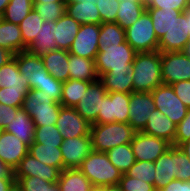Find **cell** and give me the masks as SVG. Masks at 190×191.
<instances>
[{
  "label": "cell",
  "mask_w": 190,
  "mask_h": 191,
  "mask_svg": "<svg viewBox=\"0 0 190 191\" xmlns=\"http://www.w3.org/2000/svg\"><path fill=\"white\" fill-rule=\"evenodd\" d=\"M132 71L133 92H152L157 86L164 84L159 51L137 52Z\"/></svg>",
  "instance_id": "cell-1"
},
{
  "label": "cell",
  "mask_w": 190,
  "mask_h": 191,
  "mask_svg": "<svg viewBox=\"0 0 190 191\" xmlns=\"http://www.w3.org/2000/svg\"><path fill=\"white\" fill-rule=\"evenodd\" d=\"M137 52L125 41L117 47H99L95 66L100 78L103 74H127Z\"/></svg>",
  "instance_id": "cell-2"
},
{
  "label": "cell",
  "mask_w": 190,
  "mask_h": 191,
  "mask_svg": "<svg viewBox=\"0 0 190 191\" xmlns=\"http://www.w3.org/2000/svg\"><path fill=\"white\" fill-rule=\"evenodd\" d=\"M136 132L129 123L92 124L90 137L93 151L106 153L115 146L131 143Z\"/></svg>",
  "instance_id": "cell-3"
},
{
  "label": "cell",
  "mask_w": 190,
  "mask_h": 191,
  "mask_svg": "<svg viewBox=\"0 0 190 191\" xmlns=\"http://www.w3.org/2000/svg\"><path fill=\"white\" fill-rule=\"evenodd\" d=\"M93 186L116 185L123 173L117 169L105 152L92 151L78 168Z\"/></svg>",
  "instance_id": "cell-4"
},
{
  "label": "cell",
  "mask_w": 190,
  "mask_h": 191,
  "mask_svg": "<svg viewBox=\"0 0 190 191\" xmlns=\"http://www.w3.org/2000/svg\"><path fill=\"white\" fill-rule=\"evenodd\" d=\"M61 107V103L54 102L39 89L30 90L22 105V108L32 118L35 127L55 125Z\"/></svg>",
  "instance_id": "cell-5"
},
{
  "label": "cell",
  "mask_w": 190,
  "mask_h": 191,
  "mask_svg": "<svg viewBox=\"0 0 190 191\" xmlns=\"http://www.w3.org/2000/svg\"><path fill=\"white\" fill-rule=\"evenodd\" d=\"M125 38L136 52L158 51L159 39L153 28L152 19L146 10L134 24L125 29Z\"/></svg>",
  "instance_id": "cell-6"
},
{
  "label": "cell",
  "mask_w": 190,
  "mask_h": 191,
  "mask_svg": "<svg viewBox=\"0 0 190 191\" xmlns=\"http://www.w3.org/2000/svg\"><path fill=\"white\" fill-rule=\"evenodd\" d=\"M130 93L112 92L102 98L101 110L94 124L128 123Z\"/></svg>",
  "instance_id": "cell-7"
},
{
  "label": "cell",
  "mask_w": 190,
  "mask_h": 191,
  "mask_svg": "<svg viewBox=\"0 0 190 191\" xmlns=\"http://www.w3.org/2000/svg\"><path fill=\"white\" fill-rule=\"evenodd\" d=\"M156 109L178 125L187 115L188 108L178 98L171 85L162 84L152 92Z\"/></svg>",
  "instance_id": "cell-8"
},
{
  "label": "cell",
  "mask_w": 190,
  "mask_h": 191,
  "mask_svg": "<svg viewBox=\"0 0 190 191\" xmlns=\"http://www.w3.org/2000/svg\"><path fill=\"white\" fill-rule=\"evenodd\" d=\"M161 73L165 85L190 80V57L184 52L161 53Z\"/></svg>",
  "instance_id": "cell-9"
},
{
  "label": "cell",
  "mask_w": 190,
  "mask_h": 191,
  "mask_svg": "<svg viewBox=\"0 0 190 191\" xmlns=\"http://www.w3.org/2000/svg\"><path fill=\"white\" fill-rule=\"evenodd\" d=\"M130 145L136 161L147 162H154L172 146L164 139L143 132H136Z\"/></svg>",
  "instance_id": "cell-10"
},
{
  "label": "cell",
  "mask_w": 190,
  "mask_h": 191,
  "mask_svg": "<svg viewBox=\"0 0 190 191\" xmlns=\"http://www.w3.org/2000/svg\"><path fill=\"white\" fill-rule=\"evenodd\" d=\"M17 61L19 72L27 78L30 90L40 89V85L49 75L44 67L41 57L34 55L28 50L18 52L13 56Z\"/></svg>",
  "instance_id": "cell-11"
},
{
  "label": "cell",
  "mask_w": 190,
  "mask_h": 191,
  "mask_svg": "<svg viewBox=\"0 0 190 191\" xmlns=\"http://www.w3.org/2000/svg\"><path fill=\"white\" fill-rule=\"evenodd\" d=\"M156 109L151 92H131L128 123L137 132H142L152 111Z\"/></svg>",
  "instance_id": "cell-12"
},
{
  "label": "cell",
  "mask_w": 190,
  "mask_h": 191,
  "mask_svg": "<svg viewBox=\"0 0 190 191\" xmlns=\"http://www.w3.org/2000/svg\"><path fill=\"white\" fill-rule=\"evenodd\" d=\"M99 33L100 24L80 25L69 53L95 60L99 50Z\"/></svg>",
  "instance_id": "cell-13"
},
{
  "label": "cell",
  "mask_w": 190,
  "mask_h": 191,
  "mask_svg": "<svg viewBox=\"0 0 190 191\" xmlns=\"http://www.w3.org/2000/svg\"><path fill=\"white\" fill-rule=\"evenodd\" d=\"M55 126L63 140L90 134L91 124L88 123L73 107H61Z\"/></svg>",
  "instance_id": "cell-14"
},
{
  "label": "cell",
  "mask_w": 190,
  "mask_h": 191,
  "mask_svg": "<svg viewBox=\"0 0 190 191\" xmlns=\"http://www.w3.org/2000/svg\"><path fill=\"white\" fill-rule=\"evenodd\" d=\"M104 84L98 79L92 82L75 109L91 125L98 119L99 110L102 106V98L107 94Z\"/></svg>",
  "instance_id": "cell-15"
},
{
  "label": "cell",
  "mask_w": 190,
  "mask_h": 191,
  "mask_svg": "<svg viewBox=\"0 0 190 191\" xmlns=\"http://www.w3.org/2000/svg\"><path fill=\"white\" fill-rule=\"evenodd\" d=\"M61 153L64 169H78L82 161L93 151L90 134L63 140Z\"/></svg>",
  "instance_id": "cell-16"
},
{
  "label": "cell",
  "mask_w": 190,
  "mask_h": 191,
  "mask_svg": "<svg viewBox=\"0 0 190 191\" xmlns=\"http://www.w3.org/2000/svg\"><path fill=\"white\" fill-rule=\"evenodd\" d=\"M60 172L58 168L46 165L28 153L14 170V177L37 176L49 183H57Z\"/></svg>",
  "instance_id": "cell-17"
},
{
  "label": "cell",
  "mask_w": 190,
  "mask_h": 191,
  "mask_svg": "<svg viewBox=\"0 0 190 191\" xmlns=\"http://www.w3.org/2000/svg\"><path fill=\"white\" fill-rule=\"evenodd\" d=\"M29 147L15 135L0 131V159L15 170L20 161L28 154Z\"/></svg>",
  "instance_id": "cell-18"
},
{
  "label": "cell",
  "mask_w": 190,
  "mask_h": 191,
  "mask_svg": "<svg viewBox=\"0 0 190 191\" xmlns=\"http://www.w3.org/2000/svg\"><path fill=\"white\" fill-rule=\"evenodd\" d=\"M154 166V188L156 191H161L172 180L176 179V146L172 145L164 154L159 156L154 161Z\"/></svg>",
  "instance_id": "cell-19"
},
{
  "label": "cell",
  "mask_w": 190,
  "mask_h": 191,
  "mask_svg": "<svg viewBox=\"0 0 190 191\" xmlns=\"http://www.w3.org/2000/svg\"><path fill=\"white\" fill-rule=\"evenodd\" d=\"M176 124L172 122L164 113L155 109L149 116L143 133L166 140L174 146L176 135Z\"/></svg>",
  "instance_id": "cell-20"
},
{
  "label": "cell",
  "mask_w": 190,
  "mask_h": 191,
  "mask_svg": "<svg viewBox=\"0 0 190 191\" xmlns=\"http://www.w3.org/2000/svg\"><path fill=\"white\" fill-rule=\"evenodd\" d=\"M55 28L56 21L44 22L35 40L27 47V50L38 57H42L50 51L58 50L54 36Z\"/></svg>",
  "instance_id": "cell-21"
},
{
  "label": "cell",
  "mask_w": 190,
  "mask_h": 191,
  "mask_svg": "<svg viewBox=\"0 0 190 191\" xmlns=\"http://www.w3.org/2000/svg\"><path fill=\"white\" fill-rule=\"evenodd\" d=\"M146 11L152 19L153 28L159 40L165 33L172 31L178 26L179 17L183 13L180 10H168L165 8H146Z\"/></svg>",
  "instance_id": "cell-22"
},
{
  "label": "cell",
  "mask_w": 190,
  "mask_h": 191,
  "mask_svg": "<svg viewBox=\"0 0 190 191\" xmlns=\"http://www.w3.org/2000/svg\"><path fill=\"white\" fill-rule=\"evenodd\" d=\"M41 59L44 67L55 79L61 82H66L70 79L68 68L69 51L60 49L50 51L43 55Z\"/></svg>",
  "instance_id": "cell-23"
},
{
  "label": "cell",
  "mask_w": 190,
  "mask_h": 191,
  "mask_svg": "<svg viewBox=\"0 0 190 191\" xmlns=\"http://www.w3.org/2000/svg\"><path fill=\"white\" fill-rule=\"evenodd\" d=\"M190 37L186 35L184 28V14L179 17V23L176 28L165 33L159 40L158 51L164 52H183Z\"/></svg>",
  "instance_id": "cell-24"
},
{
  "label": "cell",
  "mask_w": 190,
  "mask_h": 191,
  "mask_svg": "<svg viewBox=\"0 0 190 191\" xmlns=\"http://www.w3.org/2000/svg\"><path fill=\"white\" fill-rule=\"evenodd\" d=\"M4 130L15 135L28 147L33 143L35 125L23 108L18 110L15 119L11 120V123L7 124Z\"/></svg>",
  "instance_id": "cell-25"
},
{
  "label": "cell",
  "mask_w": 190,
  "mask_h": 191,
  "mask_svg": "<svg viewBox=\"0 0 190 191\" xmlns=\"http://www.w3.org/2000/svg\"><path fill=\"white\" fill-rule=\"evenodd\" d=\"M66 13L80 25L102 23L95 2L82 0L75 3H66Z\"/></svg>",
  "instance_id": "cell-26"
},
{
  "label": "cell",
  "mask_w": 190,
  "mask_h": 191,
  "mask_svg": "<svg viewBox=\"0 0 190 191\" xmlns=\"http://www.w3.org/2000/svg\"><path fill=\"white\" fill-rule=\"evenodd\" d=\"M80 23L65 13L56 21L55 41L60 50L69 51L78 33Z\"/></svg>",
  "instance_id": "cell-27"
},
{
  "label": "cell",
  "mask_w": 190,
  "mask_h": 191,
  "mask_svg": "<svg viewBox=\"0 0 190 191\" xmlns=\"http://www.w3.org/2000/svg\"><path fill=\"white\" fill-rule=\"evenodd\" d=\"M0 47L6 48L14 55L27 50V46L23 43L19 25L0 18Z\"/></svg>",
  "instance_id": "cell-28"
},
{
  "label": "cell",
  "mask_w": 190,
  "mask_h": 191,
  "mask_svg": "<svg viewBox=\"0 0 190 191\" xmlns=\"http://www.w3.org/2000/svg\"><path fill=\"white\" fill-rule=\"evenodd\" d=\"M70 79L83 81H97L95 60L69 53L68 61Z\"/></svg>",
  "instance_id": "cell-29"
},
{
  "label": "cell",
  "mask_w": 190,
  "mask_h": 191,
  "mask_svg": "<svg viewBox=\"0 0 190 191\" xmlns=\"http://www.w3.org/2000/svg\"><path fill=\"white\" fill-rule=\"evenodd\" d=\"M28 153L42 163L64 170V162L60 146H46L33 142L29 146Z\"/></svg>",
  "instance_id": "cell-30"
},
{
  "label": "cell",
  "mask_w": 190,
  "mask_h": 191,
  "mask_svg": "<svg viewBox=\"0 0 190 191\" xmlns=\"http://www.w3.org/2000/svg\"><path fill=\"white\" fill-rule=\"evenodd\" d=\"M57 184L60 191H90L93 187L89 179L79 169H64Z\"/></svg>",
  "instance_id": "cell-31"
},
{
  "label": "cell",
  "mask_w": 190,
  "mask_h": 191,
  "mask_svg": "<svg viewBox=\"0 0 190 191\" xmlns=\"http://www.w3.org/2000/svg\"><path fill=\"white\" fill-rule=\"evenodd\" d=\"M30 89L27 78L19 72L17 61L13 57L0 67V88Z\"/></svg>",
  "instance_id": "cell-32"
},
{
  "label": "cell",
  "mask_w": 190,
  "mask_h": 191,
  "mask_svg": "<svg viewBox=\"0 0 190 191\" xmlns=\"http://www.w3.org/2000/svg\"><path fill=\"white\" fill-rule=\"evenodd\" d=\"M95 81H83L69 79L63 82L61 105L63 107H75L82 99L84 92L87 91L90 84Z\"/></svg>",
  "instance_id": "cell-33"
},
{
  "label": "cell",
  "mask_w": 190,
  "mask_h": 191,
  "mask_svg": "<svg viewBox=\"0 0 190 191\" xmlns=\"http://www.w3.org/2000/svg\"><path fill=\"white\" fill-rule=\"evenodd\" d=\"M118 6L115 23H118L123 29H127L134 24L146 10V5L128 0H120Z\"/></svg>",
  "instance_id": "cell-34"
},
{
  "label": "cell",
  "mask_w": 190,
  "mask_h": 191,
  "mask_svg": "<svg viewBox=\"0 0 190 191\" xmlns=\"http://www.w3.org/2000/svg\"><path fill=\"white\" fill-rule=\"evenodd\" d=\"M111 163L125 174L136 162L130 143L118 145L106 152Z\"/></svg>",
  "instance_id": "cell-35"
},
{
  "label": "cell",
  "mask_w": 190,
  "mask_h": 191,
  "mask_svg": "<svg viewBox=\"0 0 190 191\" xmlns=\"http://www.w3.org/2000/svg\"><path fill=\"white\" fill-rule=\"evenodd\" d=\"M133 71L132 69L127 74H103L99 80L104 84L108 93L133 92Z\"/></svg>",
  "instance_id": "cell-36"
},
{
  "label": "cell",
  "mask_w": 190,
  "mask_h": 191,
  "mask_svg": "<svg viewBox=\"0 0 190 191\" xmlns=\"http://www.w3.org/2000/svg\"><path fill=\"white\" fill-rule=\"evenodd\" d=\"M98 39L99 47H117L126 41L125 29L115 22L101 23Z\"/></svg>",
  "instance_id": "cell-37"
},
{
  "label": "cell",
  "mask_w": 190,
  "mask_h": 191,
  "mask_svg": "<svg viewBox=\"0 0 190 191\" xmlns=\"http://www.w3.org/2000/svg\"><path fill=\"white\" fill-rule=\"evenodd\" d=\"M33 9L32 0H10L1 18L19 25Z\"/></svg>",
  "instance_id": "cell-38"
},
{
  "label": "cell",
  "mask_w": 190,
  "mask_h": 191,
  "mask_svg": "<svg viewBox=\"0 0 190 191\" xmlns=\"http://www.w3.org/2000/svg\"><path fill=\"white\" fill-rule=\"evenodd\" d=\"M42 24H44L43 19L34 9H32L31 12L19 24L23 43L27 47L35 40V37L37 36V33H39Z\"/></svg>",
  "instance_id": "cell-39"
},
{
  "label": "cell",
  "mask_w": 190,
  "mask_h": 191,
  "mask_svg": "<svg viewBox=\"0 0 190 191\" xmlns=\"http://www.w3.org/2000/svg\"><path fill=\"white\" fill-rule=\"evenodd\" d=\"M33 142L46 146H61L63 138L55 125H44L35 127Z\"/></svg>",
  "instance_id": "cell-40"
},
{
  "label": "cell",
  "mask_w": 190,
  "mask_h": 191,
  "mask_svg": "<svg viewBox=\"0 0 190 191\" xmlns=\"http://www.w3.org/2000/svg\"><path fill=\"white\" fill-rule=\"evenodd\" d=\"M33 9L44 22H55L66 13V2L33 3Z\"/></svg>",
  "instance_id": "cell-41"
},
{
  "label": "cell",
  "mask_w": 190,
  "mask_h": 191,
  "mask_svg": "<svg viewBox=\"0 0 190 191\" xmlns=\"http://www.w3.org/2000/svg\"><path fill=\"white\" fill-rule=\"evenodd\" d=\"M130 177L141 179L154 185L155 166L154 162L136 161L134 165L126 172Z\"/></svg>",
  "instance_id": "cell-42"
},
{
  "label": "cell",
  "mask_w": 190,
  "mask_h": 191,
  "mask_svg": "<svg viewBox=\"0 0 190 191\" xmlns=\"http://www.w3.org/2000/svg\"><path fill=\"white\" fill-rule=\"evenodd\" d=\"M30 89L0 88V103L10 107H22Z\"/></svg>",
  "instance_id": "cell-43"
},
{
  "label": "cell",
  "mask_w": 190,
  "mask_h": 191,
  "mask_svg": "<svg viewBox=\"0 0 190 191\" xmlns=\"http://www.w3.org/2000/svg\"><path fill=\"white\" fill-rule=\"evenodd\" d=\"M15 181L19 191H47V188L53 184L37 176L15 177Z\"/></svg>",
  "instance_id": "cell-44"
},
{
  "label": "cell",
  "mask_w": 190,
  "mask_h": 191,
  "mask_svg": "<svg viewBox=\"0 0 190 191\" xmlns=\"http://www.w3.org/2000/svg\"><path fill=\"white\" fill-rule=\"evenodd\" d=\"M119 1L120 0H98L95 2L102 23L116 22Z\"/></svg>",
  "instance_id": "cell-45"
},
{
  "label": "cell",
  "mask_w": 190,
  "mask_h": 191,
  "mask_svg": "<svg viewBox=\"0 0 190 191\" xmlns=\"http://www.w3.org/2000/svg\"><path fill=\"white\" fill-rule=\"evenodd\" d=\"M118 185L121 191H156L154 185L141 179L130 177L126 173L122 175Z\"/></svg>",
  "instance_id": "cell-46"
},
{
  "label": "cell",
  "mask_w": 190,
  "mask_h": 191,
  "mask_svg": "<svg viewBox=\"0 0 190 191\" xmlns=\"http://www.w3.org/2000/svg\"><path fill=\"white\" fill-rule=\"evenodd\" d=\"M62 85L63 82L58 81L52 75L46 76L44 82L40 85V89L47 96L50 97L54 102H61L62 97Z\"/></svg>",
  "instance_id": "cell-47"
},
{
  "label": "cell",
  "mask_w": 190,
  "mask_h": 191,
  "mask_svg": "<svg viewBox=\"0 0 190 191\" xmlns=\"http://www.w3.org/2000/svg\"><path fill=\"white\" fill-rule=\"evenodd\" d=\"M177 180L190 181V160L186 154L176 147Z\"/></svg>",
  "instance_id": "cell-48"
},
{
  "label": "cell",
  "mask_w": 190,
  "mask_h": 191,
  "mask_svg": "<svg viewBox=\"0 0 190 191\" xmlns=\"http://www.w3.org/2000/svg\"><path fill=\"white\" fill-rule=\"evenodd\" d=\"M189 4L190 0H152L146 8L175 9L183 12Z\"/></svg>",
  "instance_id": "cell-49"
},
{
  "label": "cell",
  "mask_w": 190,
  "mask_h": 191,
  "mask_svg": "<svg viewBox=\"0 0 190 191\" xmlns=\"http://www.w3.org/2000/svg\"><path fill=\"white\" fill-rule=\"evenodd\" d=\"M188 140H190V108L185 118L176 126L174 146L178 147Z\"/></svg>",
  "instance_id": "cell-50"
},
{
  "label": "cell",
  "mask_w": 190,
  "mask_h": 191,
  "mask_svg": "<svg viewBox=\"0 0 190 191\" xmlns=\"http://www.w3.org/2000/svg\"><path fill=\"white\" fill-rule=\"evenodd\" d=\"M178 98L190 108V80L179 81L171 85Z\"/></svg>",
  "instance_id": "cell-51"
},
{
  "label": "cell",
  "mask_w": 190,
  "mask_h": 191,
  "mask_svg": "<svg viewBox=\"0 0 190 191\" xmlns=\"http://www.w3.org/2000/svg\"><path fill=\"white\" fill-rule=\"evenodd\" d=\"M22 107H10L0 103V130H4L11 120L15 119L18 110Z\"/></svg>",
  "instance_id": "cell-52"
},
{
  "label": "cell",
  "mask_w": 190,
  "mask_h": 191,
  "mask_svg": "<svg viewBox=\"0 0 190 191\" xmlns=\"http://www.w3.org/2000/svg\"><path fill=\"white\" fill-rule=\"evenodd\" d=\"M161 191H190V181L172 180Z\"/></svg>",
  "instance_id": "cell-53"
},
{
  "label": "cell",
  "mask_w": 190,
  "mask_h": 191,
  "mask_svg": "<svg viewBox=\"0 0 190 191\" xmlns=\"http://www.w3.org/2000/svg\"><path fill=\"white\" fill-rule=\"evenodd\" d=\"M0 178L15 179L14 170L0 159Z\"/></svg>",
  "instance_id": "cell-54"
},
{
  "label": "cell",
  "mask_w": 190,
  "mask_h": 191,
  "mask_svg": "<svg viewBox=\"0 0 190 191\" xmlns=\"http://www.w3.org/2000/svg\"><path fill=\"white\" fill-rule=\"evenodd\" d=\"M14 54L4 47H0V67L13 58Z\"/></svg>",
  "instance_id": "cell-55"
},
{
  "label": "cell",
  "mask_w": 190,
  "mask_h": 191,
  "mask_svg": "<svg viewBox=\"0 0 190 191\" xmlns=\"http://www.w3.org/2000/svg\"><path fill=\"white\" fill-rule=\"evenodd\" d=\"M16 185L15 179L0 178V191H10Z\"/></svg>",
  "instance_id": "cell-56"
},
{
  "label": "cell",
  "mask_w": 190,
  "mask_h": 191,
  "mask_svg": "<svg viewBox=\"0 0 190 191\" xmlns=\"http://www.w3.org/2000/svg\"><path fill=\"white\" fill-rule=\"evenodd\" d=\"M183 14L185 32L190 37V4L184 9Z\"/></svg>",
  "instance_id": "cell-57"
},
{
  "label": "cell",
  "mask_w": 190,
  "mask_h": 191,
  "mask_svg": "<svg viewBox=\"0 0 190 191\" xmlns=\"http://www.w3.org/2000/svg\"><path fill=\"white\" fill-rule=\"evenodd\" d=\"M178 147L186 154V156L190 160V140H188L184 143H181Z\"/></svg>",
  "instance_id": "cell-58"
},
{
  "label": "cell",
  "mask_w": 190,
  "mask_h": 191,
  "mask_svg": "<svg viewBox=\"0 0 190 191\" xmlns=\"http://www.w3.org/2000/svg\"><path fill=\"white\" fill-rule=\"evenodd\" d=\"M102 191H121L118 184L116 185H109V186H103Z\"/></svg>",
  "instance_id": "cell-59"
},
{
  "label": "cell",
  "mask_w": 190,
  "mask_h": 191,
  "mask_svg": "<svg viewBox=\"0 0 190 191\" xmlns=\"http://www.w3.org/2000/svg\"><path fill=\"white\" fill-rule=\"evenodd\" d=\"M10 0H0V16L4 13L6 6Z\"/></svg>",
  "instance_id": "cell-60"
},
{
  "label": "cell",
  "mask_w": 190,
  "mask_h": 191,
  "mask_svg": "<svg viewBox=\"0 0 190 191\" xmlns=\"http://www.w3.org/2000/svg\"><path fill=\"white\" fill-rule=\"evenodd\" d=\"M33 3L66 2V0H32Z\"/></svg>",
  "instance_id": "cell-61"
},
{
  "label": "cell",
  "mask_w": 190,
  "mask_h": 191,
  "mask_svg": "<svg viewBox=\"0 0 190 191\" xmlns=\"http://www.w3.org/2000/svg\"><path fill=\"white\" fill-rule=\"evenodd\" d=\"M183 52L190 57V39L188 40Z\"/></svg>",
  "instance_id": "cell-62"
},
{
  "label": "cell",
  "mask_w": 190,
  "mask_h": 191,
  "mask_svg": "<svg viewBox=\"0 0 190 191\" xmlns=\"http://www.w3.org/2000/svg\"><path fill=\"white\" fill-rule=\"evenodd\" d=\"M47 191H60V188L57 183H53L50 188H47Z\"/></svg>",
  "instance_id": "cell-63"
},
{
  "label": "cell",
  "mask_w": 190,
  "mask_h": 191,
  "mask_svg": "<svg viewBox=\"0 0 190 191\" xmlns=\"http://www.w3.org/2000/svg\"><path fill=\"white\" fill-rule=\"evenodd\" d=\"M82 0H66V3H75V2H80ZM85 1H90V2H97L98 0H85Z\"/></svg>",
  "instance_id": "cell-64"
},
{
  "label": "cell",
  "mask_w": 190,
  "mask_h": 191,
  "mask_svg": "<svg viewBox=\"0 0 190 191\" xmlns=\"http://www.w3.org/2000/svg\"><path fill=\"white\" fill-rule=\"evenodd\" d=\"M90 191H102V187L93 186Z\"/></svg>",
  "instance_id": "cell-65"
},
{
  "label": "cell",
  "mask_w": 190,
  "mask_h": 191,
  "mask_svg": "<svg viewBox=\"0 0 190 191\" xmlns=\"http://www.w3.org/2000/svg\"><path fill=\"white\" fill-rule=\"evenodd\" d=\"M128 1H135L137 3H141L142 5H145V0H128Z\"/></svg>",
  "instance_id": "cell-66"
},
{
  "label": "cell",
  "mask_w": 190,
  "mask_h": 191,
  "mask_svg": "<svg viewBox=\"0 0 190 191\" xmlns=\"http://www.w3.org/2000/svg\"><path fill=\"white\" fill-rule=\"evenodd\" d=\"M10 191H19L17 186L15 185Z\"/></svg>",
  "instance_id": "cell-67"
},
{
  "label": "cell",
  "mask_w": 190,
  "mask_h": 191,
  "mask_svg": "<svg viewBox=\"0 0 190 191\" xmlns=\"http://www.w3.org/2000/svg\"><path fill=\"white\" fill-rule=\"evenodd\" d=\"M152 0H145V5L147 6Z\"/></svg>",
  "instance_id": "cell-68"
}]
</instances>
